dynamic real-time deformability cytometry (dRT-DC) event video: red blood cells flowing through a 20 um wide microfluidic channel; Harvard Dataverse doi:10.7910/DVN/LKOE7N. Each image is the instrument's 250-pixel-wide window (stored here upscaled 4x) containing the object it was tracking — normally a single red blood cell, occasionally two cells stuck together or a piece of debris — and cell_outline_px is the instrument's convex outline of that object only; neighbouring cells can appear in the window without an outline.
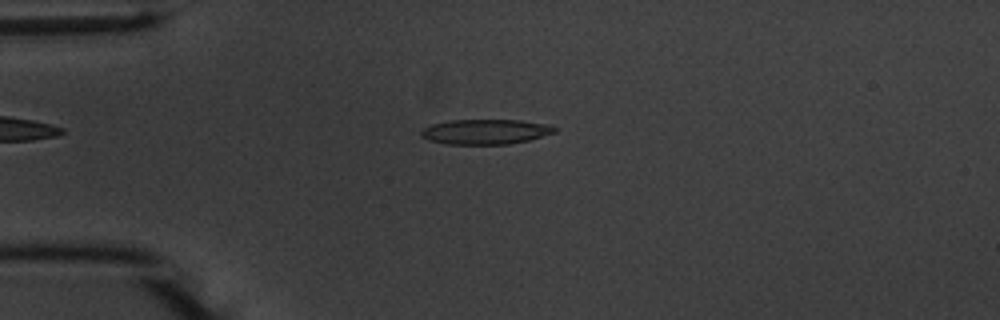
{"species": "common noctule bat (a hibernating species)", "species_latin": "Nyctalus noctula", "temperature_condition": "warm", "stored_images_in_passage": 53, "camera_frame_rate_fps": 3000, "um_per_image_px": 0.085, "animal": {"sex": "male", "body_mass_g": 20.1, "forearm_length_mm": 53.5}, "frame": {"image": 1, "passage_image": 13, "time_ms": 4.0, "image_size_px": [1000, 320], "cell_outline_px": [[556, 132], [528, 140], [508, 144], [444, 144], [428, 140], [420, 136], [420, 132], [424, 128], [432, 124], [448, 120], [520, 120], [552, 124], [556, 128]], "centroid_in_image_um": [41.26, 11.19], "position_along_channel_um": 43.7, "area_um2": 19.59}}
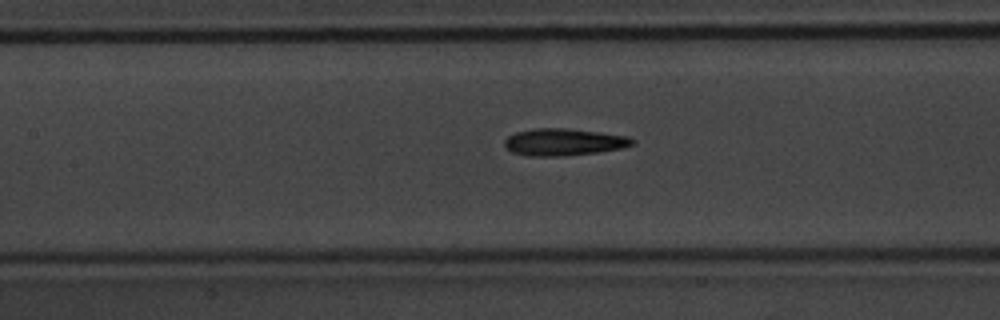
{"frame": {"image": 2, "passage_image": 24, "time_ms": 7.667, "image_size_px": [1000, 320], "cell_outline_px": [[636, 144], [620, 148], [596, 152], [564, 156], [528, 156], [512, 152], [504, 148], [504, 140], [508, 136], [516, 132], [536, 128], [568, 128], [600, 132], [628, 136], [636, 140]], "centroid_in_image_um": [47.91, 12.07], "position_along_channel_um": 159.5, "area_um2": 20.29}}
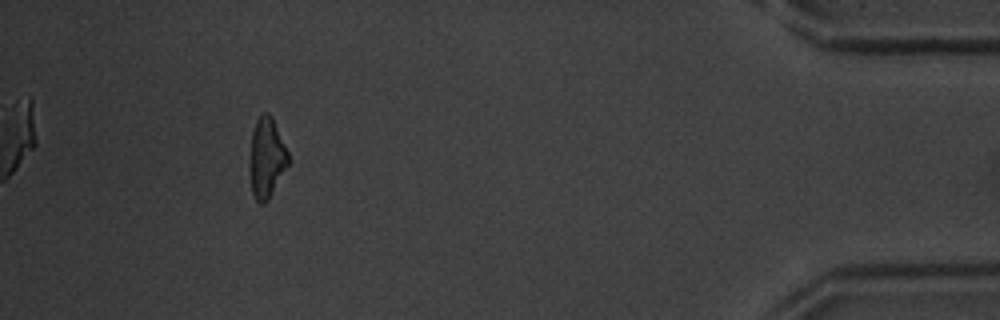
{"frame": {"image": 3, "passage_image": 49, "time_ms": 16.0, "image_size_px": [1000, 320], "cell_outline_px": [[288, 164], [268, 200], [264, 204], [260, 204], [256, 200], [252, 192], [248, 168], [248, 164], [252, 132], [256, 120], [260, 112], [268, 112], [272, 116], [288, 152]], "centroid_in_image_um": [22.62, 13.4], "position_along_channel_um": 412.6, "area_um2": 18.21}, "authors_computed_cell_mechanics": {"area_um2": 19.1318, "velocity_mm_per_s": 3.7439, "shape_relaxation_time_tau1_ms": 3.9674, "shape_relaxation_time_tau2_ms": 4.2354, "deformation_change_tau1": 0.185, "deformation_change_tau2": 0.1542}}